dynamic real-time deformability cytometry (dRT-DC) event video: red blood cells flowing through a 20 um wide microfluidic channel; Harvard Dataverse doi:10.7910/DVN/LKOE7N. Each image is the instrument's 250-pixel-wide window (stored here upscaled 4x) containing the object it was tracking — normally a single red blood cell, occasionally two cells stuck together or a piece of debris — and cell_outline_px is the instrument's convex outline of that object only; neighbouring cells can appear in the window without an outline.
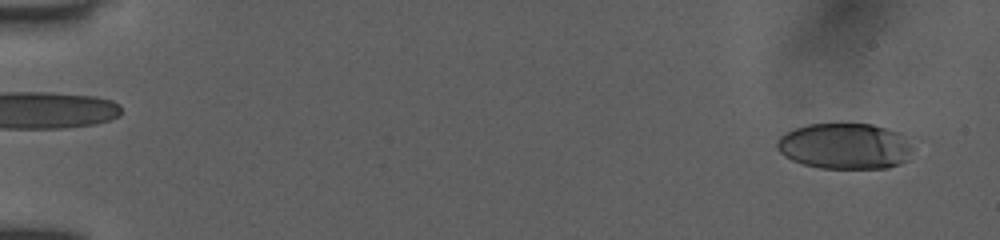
{"species": "human", "species_latin": "Homo sapiens", "temperature_condition": "room temperature", "stored_images_in_passage": 36, "camera_frame_rate_fps": 3000, "um_per_image_px": 0.085, "donor": {"sex": "female"}, "frame": {"image": 1, "passage_image": 2, "time_ms": 0.333, "image_size_px": [1000, 240], "cell_outline_px": [[912, 148], [908, 160], [900, 164], [888, 168], [820, 168], [804, 164], [792, 160], [784, 156], [776, 148], [776, 140], [780, 136], [796, 128], [808, 124], [872, 124], [900, 132], [904, 136]], "centroid_in_image_um": [71.82, 12.43], "position_along_channel_um": 13.2, "area_um2": 36.41}}
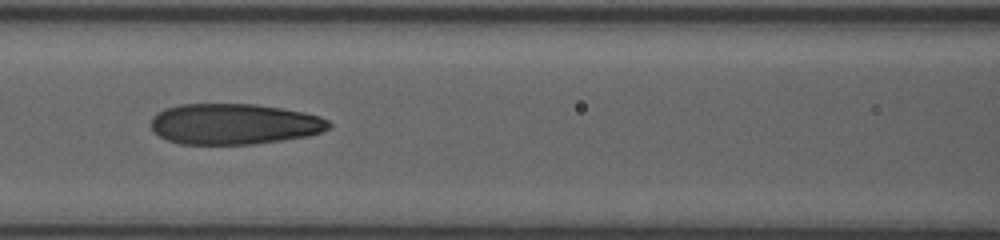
{"frame": {"image": 2, "passage_image": 21, "time_ms": 7.667, "image_size_px": [1000, 240], "cell_outline_px": [[332, 128], [308, 136], [252, 144], [180, 144], [168, 140], [152, 132], [148, 124], [152, 116], [156, 112], [164, 108], [180, 104], [256, 104], [304, 112], [320, 116], [328, 120], [332, 124]], "centroid_in_image_um": [19.85, 10.54], "position_along_channel_um": 146.7, "area_um2": 42.71}}
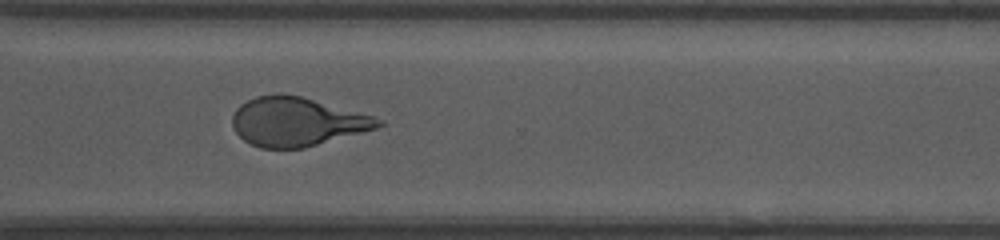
{"frame": {"image": 3, "passage_image": 35, "time_ms": 12.667, "image_size_px": [1000, 240], "cell_outline_px": [[384, 124], [376, 128], [304, 148], [260, 148], [244, 140], [236, 132], [232, 124], [232, 116], [236, 108], [240, 104], [256, 96], [276, 92], [280, 92], [300, 96], [372, 116], [384, 120]], "centroid_in_image_um": [25.19, 10.33], "position_along_channel_um": 345.4, "area_um2": 41.27}}